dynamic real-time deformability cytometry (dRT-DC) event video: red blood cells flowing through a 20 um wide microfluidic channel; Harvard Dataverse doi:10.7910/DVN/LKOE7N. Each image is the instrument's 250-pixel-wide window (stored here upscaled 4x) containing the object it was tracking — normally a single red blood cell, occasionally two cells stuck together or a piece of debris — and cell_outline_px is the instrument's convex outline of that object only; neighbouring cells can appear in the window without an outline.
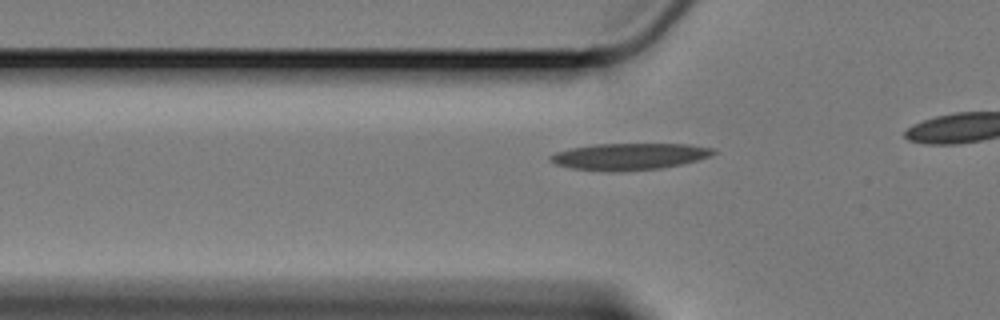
{"species": "Egyptian fruit bat (a non-hibernating species)", "species_latin": "Rousettus aegyptiacus", "temperature_condition": "cold", "stored_images_in_passage": 23, "camera_frame_rate_fps": 3000, "um_per_image_px": 0.085, "animal": {"sex": "female"}, "frame": {"image": 1, "passage_image": 16, "time_ms": 5.0, "image_size_px": [1000, 320], "cell_outline_px": [[716, 152], [712, 156], [664, 168], [612, 172], [572, 168], [556, 164], [548, 160], [548, 156], [556, 152], [572, 148], [596, 144], [688, 144], [712, 148]], "centroid_in_image_um": [53.48, 13.3], "position_along_channel_um": 72.3, "area_um2": 25.26}}
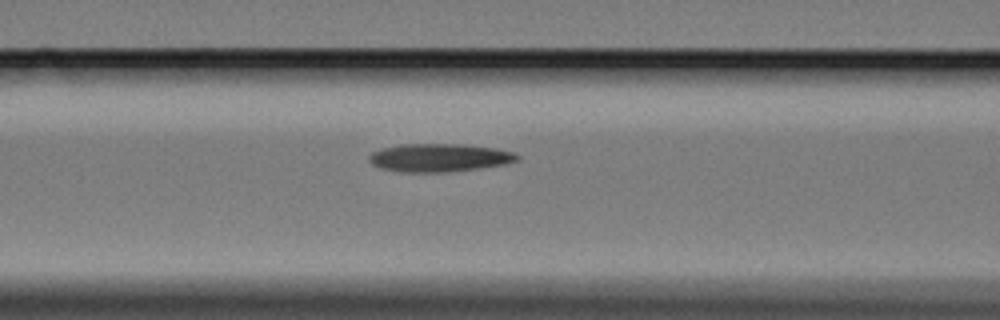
{"frame": {"image": 2, "passage_image": 21, "time_ms": 6.667, "image_size_px": [1000, 320], "cell_outline_px": [[520, 156], [516, 160], [504, 164], [476, 168], [444, 172], [404, 172], [380, 168], [372, 164], [368, 160], [368, 156], [372, 152], [380, 148], [400, 144], [464, 144], [496, 148], [516, 152]], "centroid_in_image_um": [37.31, 13.39], "position_along_channel_um": 129.3, "area_um2": 24.28}}